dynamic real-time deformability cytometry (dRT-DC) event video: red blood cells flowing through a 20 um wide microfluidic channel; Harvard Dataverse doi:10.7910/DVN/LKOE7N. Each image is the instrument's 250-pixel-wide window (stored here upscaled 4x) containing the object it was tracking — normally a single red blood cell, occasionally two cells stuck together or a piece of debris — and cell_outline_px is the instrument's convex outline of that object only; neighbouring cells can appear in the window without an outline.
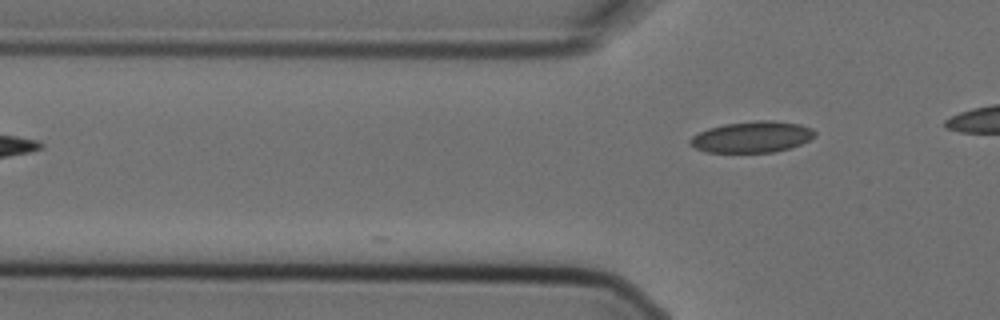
{"species": "Egyptian fruit bat (a non-hibernating species)", "species_latin": "Rousettus aegyptiacus", "temperature_condition": "cold", "stored_images_in_passage": 2, "camera_frame_rate_fps": 3000, "um_per_image_px": 0.085, "animal": {"sex": "female"}, "frame": {"image": 1, "passage_image": 2, "time_ms": 0.333, "image_size_px": [1000, 320], "cell_outline_px": [[816, 136], [800, 144], [788, 148], [772, 152], [704, 152], [688, 144], [688, 140], [692, 136], [708, 128], [724, 124], [756, 120], [772, 120], [800, 124], [812, 128], [816, 132]], "centroid_in_image_um": [63.91, 11.63], "position_along_channel_um": 61.9, "area_um2": 22.72}}